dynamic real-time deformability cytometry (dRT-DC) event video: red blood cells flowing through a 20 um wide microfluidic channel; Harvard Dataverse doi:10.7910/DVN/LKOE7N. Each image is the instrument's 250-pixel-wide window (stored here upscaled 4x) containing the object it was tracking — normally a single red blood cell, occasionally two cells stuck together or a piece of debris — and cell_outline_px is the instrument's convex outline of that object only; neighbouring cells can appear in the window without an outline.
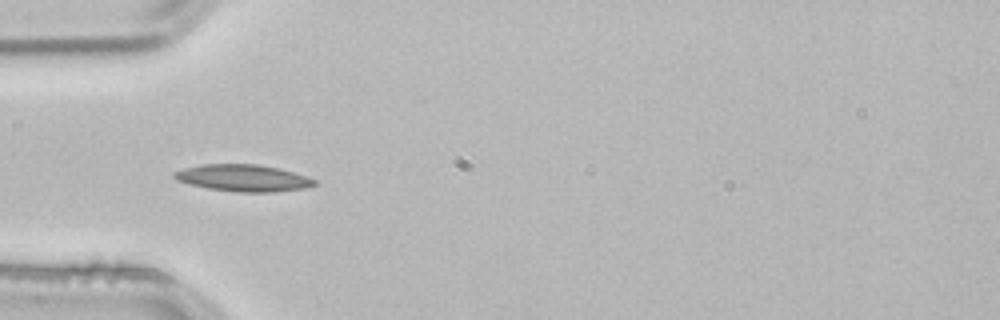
{"species": "common noctule bat (a hibernating species)", "species_latin": "Nyctalus noctula", "temperature_condition": "room temperature", "stored_images_in_passage": 3, "camera_frame_rate_fps": 3000, "um_per_image_px": 0.085, "animal": {"sex": "male", "body_mass_g": 21.5, "forearm_length_mm": 52.0}, "frame": {"image": 1, "passage_image": 3, "time_ms": 0.667, "image_size_px": [1000, 320], "cell_outline_px": [[316, 184], [304, 188], [276, 192], [236, 192], [208, 188], [176, 180], [172, 176], [172, 172], [184, 168], [204, 164], [260, 164], [280, 168], [308, 176], [316, 180]], "centroid_in_image_um": [20.69, 15.12], "position_along_channel_um": 64.3, "area_um2": 22.02}}